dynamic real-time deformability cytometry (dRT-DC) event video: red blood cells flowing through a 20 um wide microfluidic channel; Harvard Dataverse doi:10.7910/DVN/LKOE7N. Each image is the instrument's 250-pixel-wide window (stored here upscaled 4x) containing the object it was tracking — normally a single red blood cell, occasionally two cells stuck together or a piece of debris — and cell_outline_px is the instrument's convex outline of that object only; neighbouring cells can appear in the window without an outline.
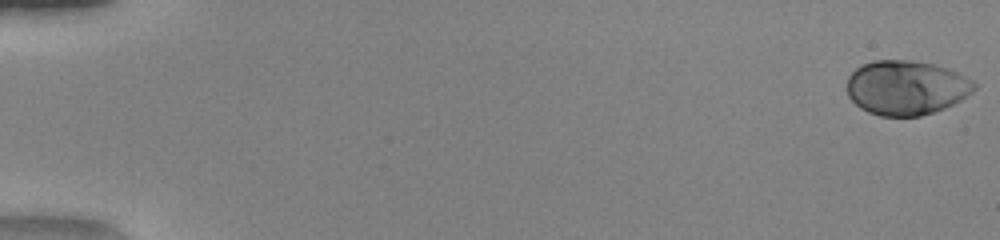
{"species": "human", "species_latin": "Homo sapiens", "temperature_condition": "warm", "stored_images_in_passage": 51, "camera_frame_rate_fps": 3000, "um_per_image_px": 0.085, "donor": {"sex": "female"}, "frame": {"image": 1, "passage_image": 1, "time_ms": 0.0, "image_size_px": [1000, 240], "cell_outline_px": [[976, 88], [972, 92], [960, 100], [944, 108], [920, 116], [880, 116], [868, 112], [860, 108], [848, 96], [848, 76], [860, 64], [876, 60], [908, 60], [936, 64], [948, 68], [972, 80], [976, 84]], "centroid_in_image_um": [77.02, 7.44], "position_along_channel_um": 8.0, "area_um2": 40.4}}
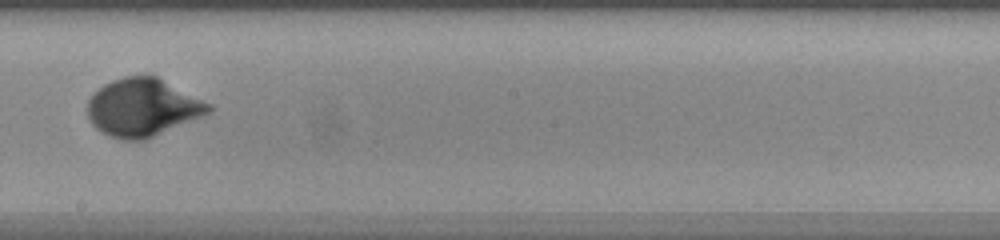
{"frame": {"image": 2, "passage_image": 31, "time_ms": 10.0, "image_size_px": [1000, 240], "cell_outline_px": [[212, 112], [204, 116], [144, 140], [124, 140], [112, 136], [96, 128], [92, 124], [88, 116], [88, 100], [92, 92], [104, 84], [112, 80], [124, 76], [156, 76], [212, 104]], "centroid_in_image_um": [12.14, 9.13], "position_along_channel_um": 236.1, "area_um2": 40.75}}
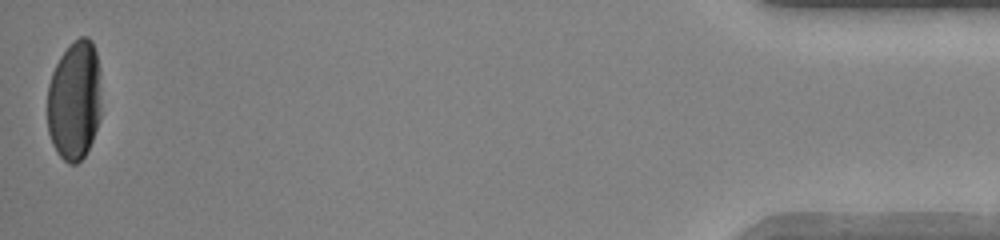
{"frame": {"image": 3, "passage_image": 51, "time_ms": 16.667, "image_size_px": [1000, 240], "cell_outline_px": [[100, 120], [92, 140], [84, 156], [76, 164], [68, 164], [56, 152], [52, 144], [48, 132], [48, 84], [52, 72], [60, 56], [80, 36], [88, 36], [92, 40], [96, 52], [100, 72]], "centroid_in_image_um": [6.33, 8.55], "position_along_channel_um": 428.9, "area_um2": 37.86}, "authors_computed_cell_mechanics": {"area_um2": 39.0728, "velocity_mm_per_s": 4.1173, "shape_relaxation_time_tau1_ms": 2.8416, "shape_relaxation_time_tau2_ms": null, "deformation_change_tau1": 0.1867, "deformation_change_tau2": null}}